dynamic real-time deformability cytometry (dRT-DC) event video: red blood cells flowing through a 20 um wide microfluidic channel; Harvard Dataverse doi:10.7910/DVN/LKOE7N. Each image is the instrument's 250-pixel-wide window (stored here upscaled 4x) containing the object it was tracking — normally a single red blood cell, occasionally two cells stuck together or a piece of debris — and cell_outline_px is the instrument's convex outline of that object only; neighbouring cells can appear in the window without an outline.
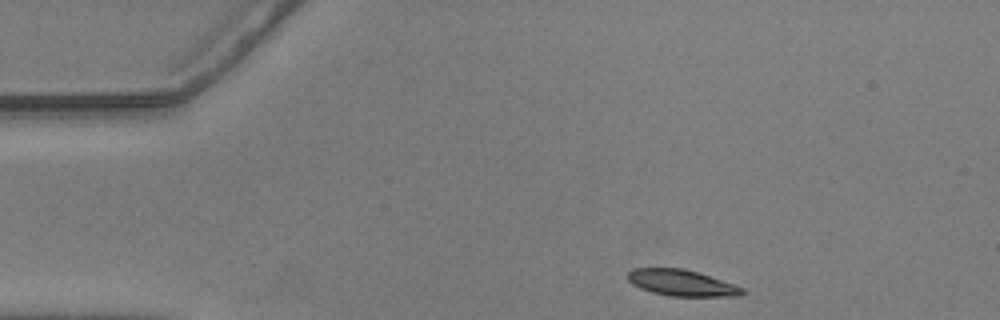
{"species": "common noctule bat (a hibernating species)", "species_latin": "Nyctalus noctula", "temperature_condition": "warm", "stored_images_in_passage": 44, "camera_frame_rate_fps": 3000, "um_per_image_px": 0.085, "animal": {"sex": "male", "body_mass_g": 20.5, "forearm_length_mm": 52.5}, "frame": {"image": 1, "passage_image": 1, "time_ms": 0.0, "image_size_px": [1000, 320], "cell_outline_px": [[748, 292], [740, 296], [668, 296], [652, 292], [640, 288], [632, 284], [628, 280], [628, 272], [632, 268], [684, 268], [744, 288]], "centroid_in_image_um": [57.93, 24.05], "position_along_channel_um": 27.1, "area_um2": 17.4}}
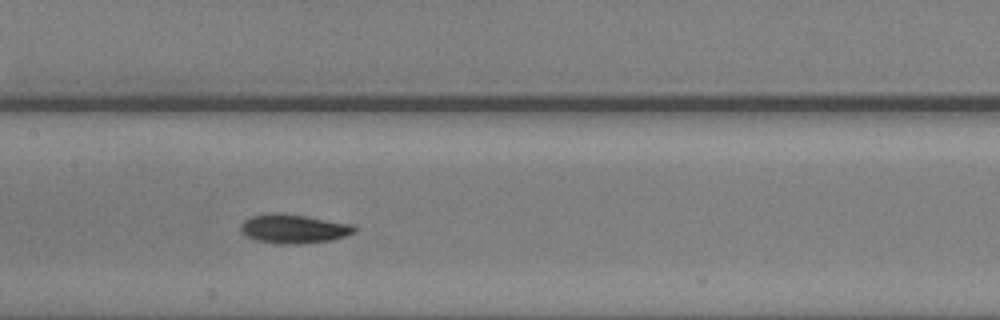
{"frame": {"image": 2, "passage_image": 19, "time_ms": 6.0, "image_size_px": [1000, 320], "cell_outline_px": [[356, 232], [332, 240], [300, 244], [276, 244], [256, 240], [240, 232], [240, 224], [244, 220], [252, 216], [272, 212], [280, 212], [352, 224], [356, 228]], "centroid_in_image_um": [24.93, 19.45], "position_along_channel_um": 182.5, "area_um2": 19.31}}
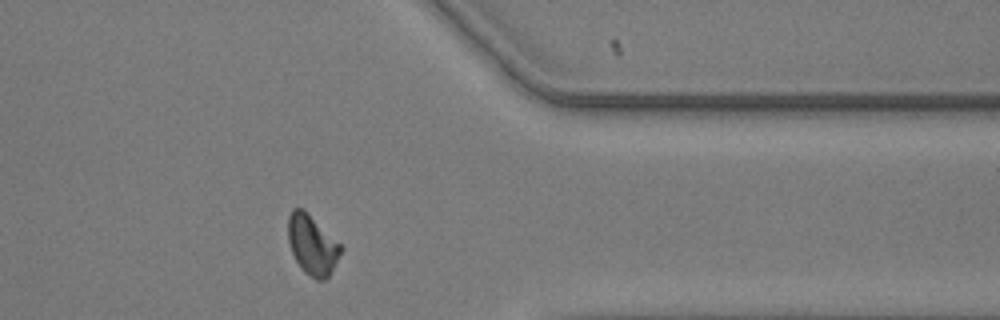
{"frame": {"image": 3, "passage_image": 37, "time_ms": 12.0, "image_size_px": [1000, 320], "cell_outline_px": [[344, 248], [328, 276], [324, 280], [316, 280], [304, 272], [296, 260], [292, 252], [288, 240], [288, 216], [292, 208], [304, 208]], "centroid_in_image_um": [26.53, 20.79], "position_along_channel_um": 384.9, "area_um2": 18.26}}